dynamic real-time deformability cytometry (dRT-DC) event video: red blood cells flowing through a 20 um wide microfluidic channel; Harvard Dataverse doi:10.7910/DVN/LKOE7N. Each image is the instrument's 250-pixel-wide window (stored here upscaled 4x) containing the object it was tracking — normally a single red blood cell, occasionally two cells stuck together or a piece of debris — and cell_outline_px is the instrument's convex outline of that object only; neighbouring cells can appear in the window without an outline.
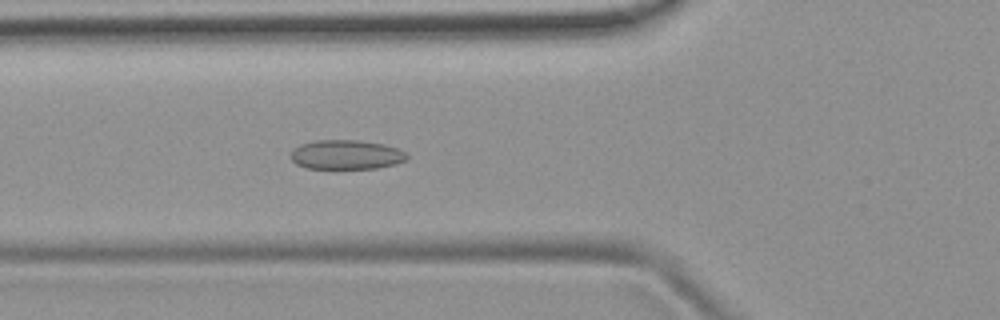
{"species": "common noctule bat (a hibernating species)", "species_latin": "Nyctalus noctula", "temperature_condition": "room temperature", "stored_images_in_passage": 51, "camera_frame_rate_fps": 3000, "um_per_image_px": 0.085, "animal": {"sex": "female", "body_mass_g": 19.9}, "frame": {"image": 1, "passage_image": 18, "time_ms": 5.667, "image_size_px": [1000, 320], "cell_outline_px": [[408, 160], [396, 164], [376, 168], [308, 168], [296, 164], [292, 160], [292, 148], [300, 144], [312, 140], [360, 140], [384, 144], [400, 148], [408, 152]], "centroid_in_image_um": [29.48, 13.13], "position_along_channel_um": 96.3, "area_um2": 20.17}}
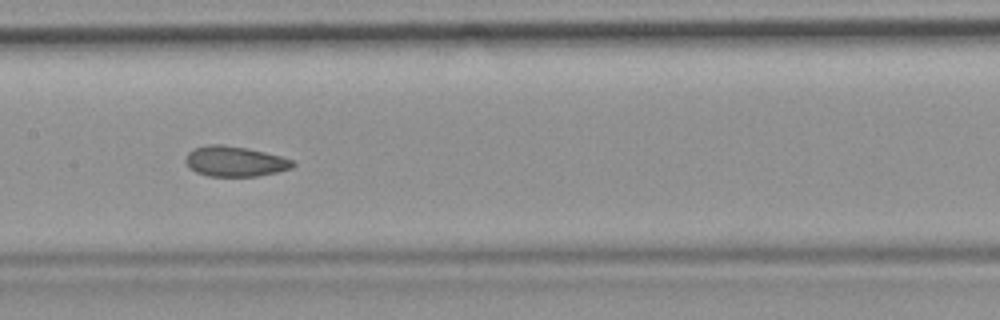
{"frame": {"image": 2, "passage_image": 25, "time_ms": 8.0, "image_size_px": [1000, 320], "cell_outline_px": [[296, 164], [292, 168], [276, 172], [256, 176], [208, 176], [196, 172], [188, 168], [184, 160], [188, 152], [192, 148], [208, 144], [220, 144], [244, 148], [264, 152], [280, 156], [292, 160]], "centroid_in_image_um": [19.91, 13.72], "position_along_channel_um": 187.5, "area_um2": 18.9}}
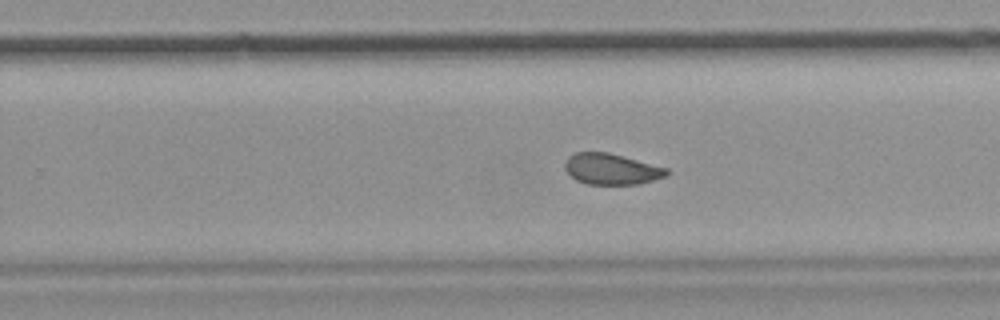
{"frame": {"image": 3, "passage_image": 32, "time_ms": 10.333, "image_size_px": [1000, 320], "cell_outline_px": [[668, 176], [640, 184], [588, 184], [576, 180], [564, 168], [564, 164], [568, 156], [576, 152], [608, 152], [668, 168]], "centroid_in_image_um": [51.98, 14.37], "position_along_channel_um": 277.8, "area_um2": 18.38}, "authors_computed_cell_mechanics": {"area_um2": 19.8832, "velocity_mm_per_s": 3.9032, "shape_relaxation_time_tau1_ms": 8.6683, "shape_relaxation_time_tau2_ms": 1.739, "deformation_change_tau1": 0.1344, "deformation_change_tau2": 0.0622}}